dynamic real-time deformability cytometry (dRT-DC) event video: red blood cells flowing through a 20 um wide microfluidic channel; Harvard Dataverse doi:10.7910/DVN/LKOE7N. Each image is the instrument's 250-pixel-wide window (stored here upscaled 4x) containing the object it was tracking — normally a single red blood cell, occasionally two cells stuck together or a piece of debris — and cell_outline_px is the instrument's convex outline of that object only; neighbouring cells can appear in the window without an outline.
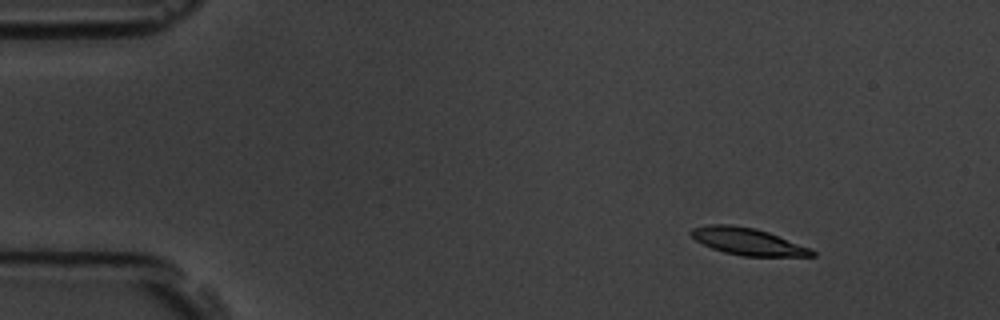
{"species": "common noctule bat (a hibernating species)", "species_latin": "Nyctalus noctula", "temperature_condition": "room temperature", "stored_images_in_passage": 3, "camera_frame_rate_fps": 3000, "um_per_image_px": 0.085, "animal": {"sex": "male", "body_mass_g": 19.5, "forearm_length_mm": 54.6}, "frame": {"image": 1, "passage_image": 1, "time_ms": 0.0, "image_size_px": [1000, 320], "cell_outline_px": [[816, 256], [744, 256], [724, 252], [712, 248], [696, 240], [688, 232], [692, 228], [708, 224], [732, 224], [756, 228], [768, 232], [808, 248], [816, 252]], "centroid_in_image_um": [63.51, 20.51], "position_along_channel_um": 21.5, "area_um2": 18.84}}